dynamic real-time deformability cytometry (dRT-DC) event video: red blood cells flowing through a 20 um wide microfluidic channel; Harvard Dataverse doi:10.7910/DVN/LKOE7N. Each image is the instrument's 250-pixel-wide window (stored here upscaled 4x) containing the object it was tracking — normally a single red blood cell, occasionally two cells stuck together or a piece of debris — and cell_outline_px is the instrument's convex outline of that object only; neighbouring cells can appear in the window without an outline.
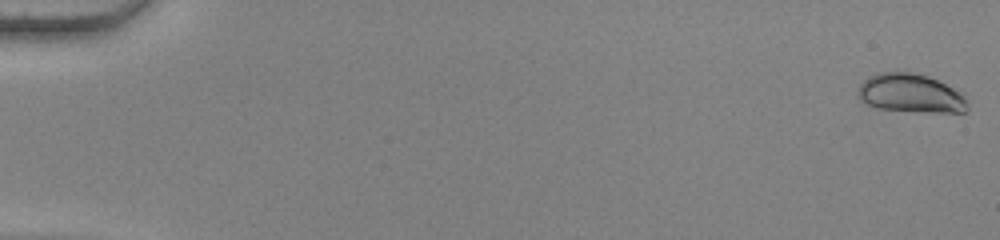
{"species": "human", "species_latin": "Homo sapiens", "temperature_condition": "warm", "stored_images_in_passage": 56, "camera_frame_rate_fps": 3000, "um_per_image_px": 0.085, "donor": {"sex": "female"}, "frame": {"image": 1, "passage_image": 1, "time_ms": 0.0, "image_size_px": [1000, 240], "cell_outline_px": [[968, 112], [928, 112], [880, 108], [868, 104], [860, 100], [856, 96], [856, 92], [860, 84], [864, 80], [880, 72], [912, 72], [928, 76], [964, 92], [968, 104]], "centroid_in_image_um": [77.45, 7.93], "position_along_channel_um": 7.6, "area_um2": 24.85}}
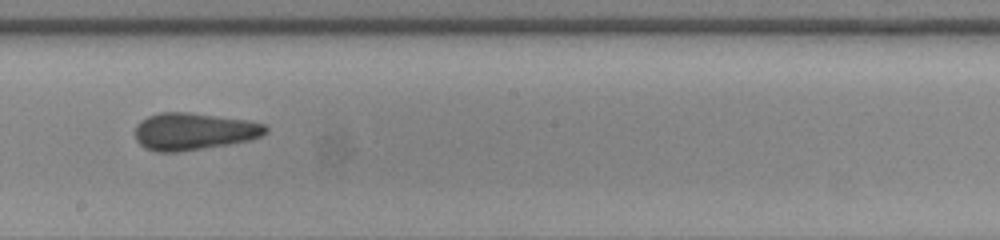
{"frame": {"image": 2, "passage_image": 34, "time_ms": 11.0, "image_size_px": [1000, 240], "cell_outline_px": [[268, 132], [252, 140], [228, 144], [176, 152], [156, 152], [144, 148], [136, 140], [136, 124], [140, 120], [148, 116], [160, 112], [188, 112], [248, 120], [264, 124], [268, 128]], "centroid_in_image_um": [16.46, 11.16], "position_along_channel_um": 231.7, "area_um2": 28.32}}
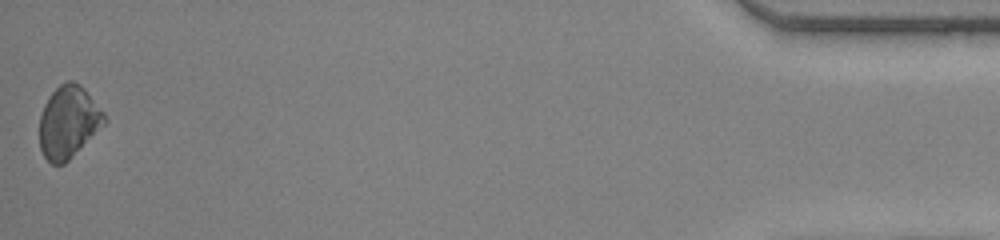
{"frame": {"image": 3, "passage_image": 56, "time_ms": 18.333, "image_size_px": [1000, 240], "cell_outline_px": [[104, 124], [64, 164], [52, 164], [44, 156], [40, 148], [40, 116], [44, 104], [48, 96], [60, 84], [68, 80], [72, 80], [80, 84], [84, 88], [104, 112]], "centroid_in_image_um": [5.79, 10.34], "position_along_channel_um": 429.4, "area_um2": 26.88}, "authors_computed_cell_mechanics": {"area_um2": 26.6747, "velocity_mm_per_s": 3.8028, "shape_relaxation_time_tau1_ms": null, "shape_relaxation_time_tau2_ms": 9.2469, "deformation_change_tau1": null, "deformation_change_tau2": 0.1582}}